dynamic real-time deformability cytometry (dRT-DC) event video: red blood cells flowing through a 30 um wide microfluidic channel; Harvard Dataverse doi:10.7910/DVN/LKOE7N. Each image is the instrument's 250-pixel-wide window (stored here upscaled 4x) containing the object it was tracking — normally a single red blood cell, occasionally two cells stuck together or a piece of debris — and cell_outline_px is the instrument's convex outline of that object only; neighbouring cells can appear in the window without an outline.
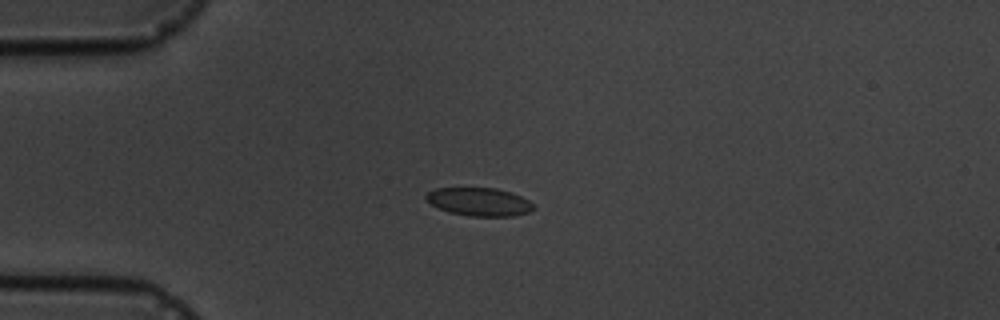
{"species": "common noctule bat (a hibernating species)", "species_latin": "Nyctalus noctula", "temperature_condition": "cold", "stored_images_in_passage": 17, "camera_frame_rate_fps": 3000, "um_per_image_px": 0.085, "animal": {"sex": "male", "body_mass_g": 19.5, "forearm_length_mm": 54.6}, "frame": {"image": 1, "passage_image": 5, "time_ms": 4.333, "image_size_px": [1000, 320], "cell_outline_px": [[536, 208], [528, 212], [512, 216], [468, 216], [448, 212], [432, 204], [424, 196], [428, 192], [436, 188], [496, 188], [512, 192], [528, 200]], "centroid_in_image_um": [40.74, 17.15], "position_along_channel_um": 44.3, "area_um2": 17.57}}
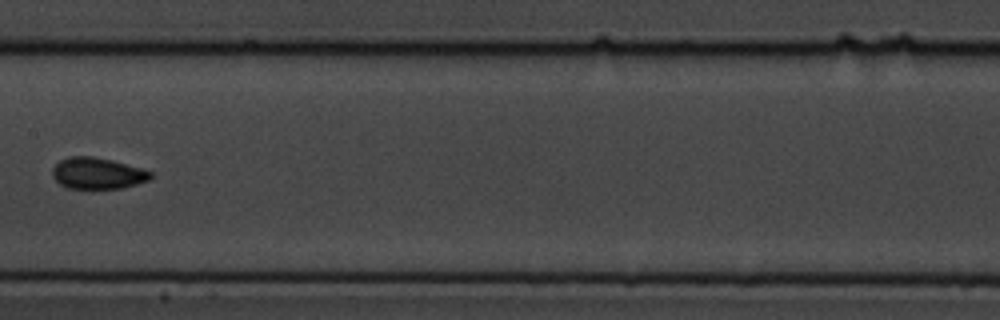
{"frame": {"image": 2, "passage_image": 9, "time_ms": 9.333, "image_size_px": [1000, 320], "cell_outline_px": [[152, 176], [148, 180], [136, 184], [120, 188], [68, 188], [60, 184], [52, 176], [52, 168], [60, 160], [68, 156], [92, 156], [112, 160], [140, 168], [152, 172]], "centroid_in_image_um": [8.26, 14.72], "position_along_channel_um": 199.1, "area_um2": 17.8}}
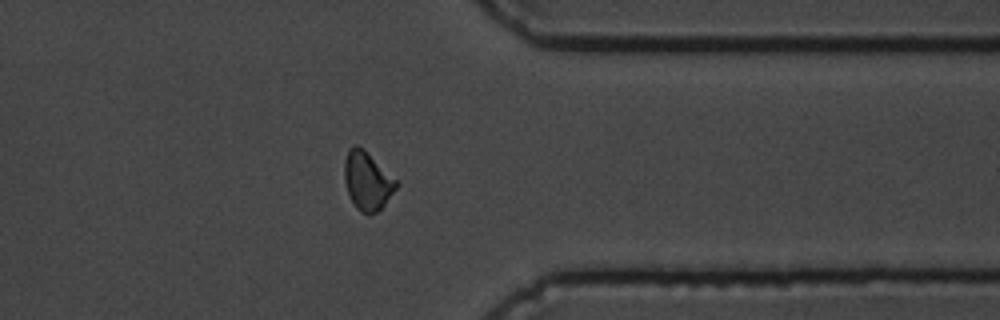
{"frame": {"image": 3, "passage_image": 14, "time_ms": 14.667, "image_size_px": [1000, 320], "cell_outline_px": [[400, 184], [384, 204], [376, 212], [368, 216], [360, 212], [356, 208], [348, 192], [344, 180], [344, 160], [348, 148], [352, 144], [356, 144], [364, 148]], "centroid_in_image_um": [31.2, 15.35], "position_along_channel_um": 380.2, "area_um2": 17.74}, "authors_computed_cell_mechanics": {"area_um2": 17.6868, "velocity_mm_per_s": 3.5251, "shape_relaxation_time_tau1_ms": null, "shape_relaxation_time_tau2_ms": 0.1172, "deformation_change_tau1": null, "deformation_change_tau2": 0.0223}}